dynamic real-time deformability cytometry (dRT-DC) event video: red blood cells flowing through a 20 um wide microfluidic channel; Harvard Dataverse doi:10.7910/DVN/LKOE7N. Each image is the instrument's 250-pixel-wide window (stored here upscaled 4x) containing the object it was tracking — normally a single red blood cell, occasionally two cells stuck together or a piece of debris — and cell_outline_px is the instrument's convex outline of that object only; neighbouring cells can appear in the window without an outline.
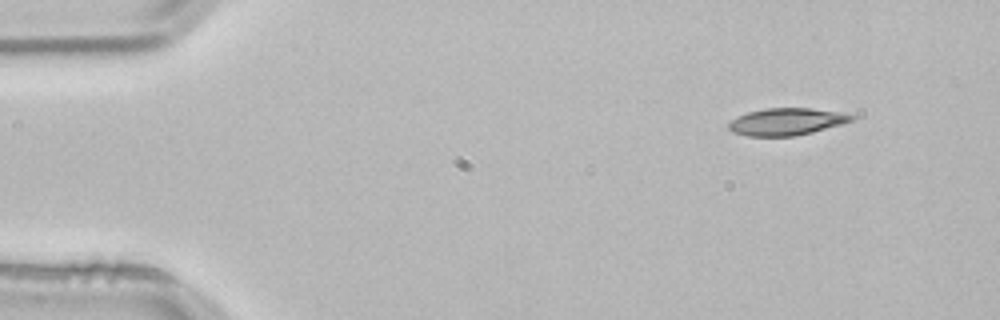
{"species": "common noctule bat (a hibernating species)", "species_latin": "Nyctalus noctula", "temperature_condition": "room temperature", "stored_images_in_passage": 3, "camera_frame_rate_fps": 3000, "um_per_image_px": 0.085, "animal": {"sex": "male", "body_mass_g": 21.5, "forearm_length_mm": 52.0}, "frame": {"image": 1, "passage_image": 1, "time_ms": 0.0, "image_size_px": [1000, 320], "cell_outline_px": [[856, 120], [812, 132], [796, 136], [748, 136], [732, 132], [728, 128], [728, 124], [732, 120], [748, 112], [764, 108], [808, 108], [844, 112], [856, 116]], "centroid_in_image_um": [66.9, 10.34], "position_along_channel_um": 18.1, "area_um2": 19.48}}
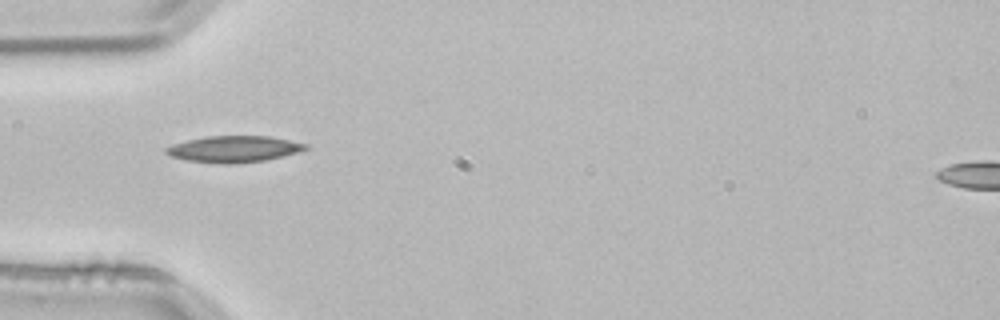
{"frame": {"image": 2, "passage_image": 3, "time_ms": 0.667, "image_size_px": [1000, 320], "cell_outline_px": [[308, 148], [300, 152], [268, 160], [236, 164], [224, 164], [188, 160], [172, 156], [164, 152], [164, 148], [172, 144], [188, 140], [208, 136], [268, 136], [308, 144]], "centroid_in_image_um": [19.91, 12.67], "position_along_channel_um": 65.1, "area_um2": 21.5}}